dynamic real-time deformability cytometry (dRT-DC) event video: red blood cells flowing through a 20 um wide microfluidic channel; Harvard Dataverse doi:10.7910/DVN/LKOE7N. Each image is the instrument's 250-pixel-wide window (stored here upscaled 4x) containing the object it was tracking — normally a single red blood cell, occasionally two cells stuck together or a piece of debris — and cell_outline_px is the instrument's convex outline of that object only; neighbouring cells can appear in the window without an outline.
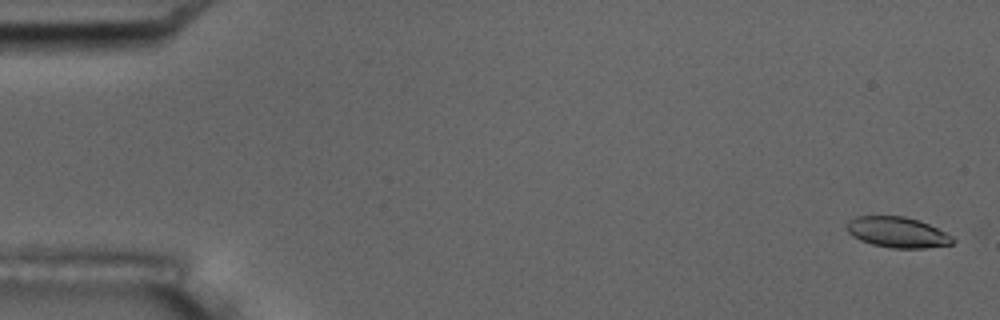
{"species": "common noctule bat (a hibernating species)", "species_latin": "Nyctalus noctula", "temperature_condition": "room temperature", "stored_images_in_passage": 5, "camera_frame_rate_fps": 3000, "um_per_image_px": 0.085, "animal": {"sex": "male", "body_mass_g": 17.5, "forearm_length_mm": 52.3}, "frame": {"image": 1, "passage_image": 1, "time_ms": 0.0, "image_size_px": [1000, 320], "cell_outline_px": [[956, 240], [952, 244], [924, 248], [892, 248], [872, 244], [860, 240], [852, 236], [848, 232], [844, 224], [848, 220], [856, 216], [904, 216], [928, 224], [952, 236]], "centroid_in_image_um": [76.23, 19.74], "position_along_channel_um": 8.8, "area_um2": 18.9}}
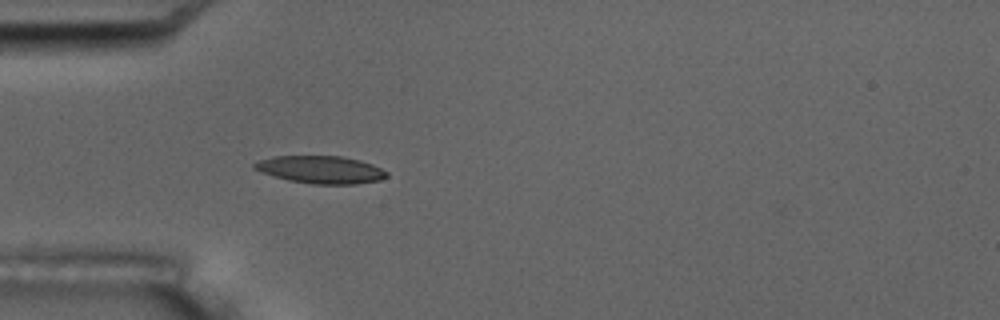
{"frame": {"image": 2, "passage_image": 5, "time_ms": 5.333, "image_size_px": [1000, 320], "cell_outline_px": [[388, 176], [380, 180], [356, 184], [312, 184], [288, 180], [272, 176], [252, 168], [252, 164], [260, 160], [272, 156], [340, 156], [360, 160], [372, 164], [388, 172]], "centroid_in_image_um": [27.25, 14.42], "position_along_channel_um": 57.8, "area_um2": 21.33}}